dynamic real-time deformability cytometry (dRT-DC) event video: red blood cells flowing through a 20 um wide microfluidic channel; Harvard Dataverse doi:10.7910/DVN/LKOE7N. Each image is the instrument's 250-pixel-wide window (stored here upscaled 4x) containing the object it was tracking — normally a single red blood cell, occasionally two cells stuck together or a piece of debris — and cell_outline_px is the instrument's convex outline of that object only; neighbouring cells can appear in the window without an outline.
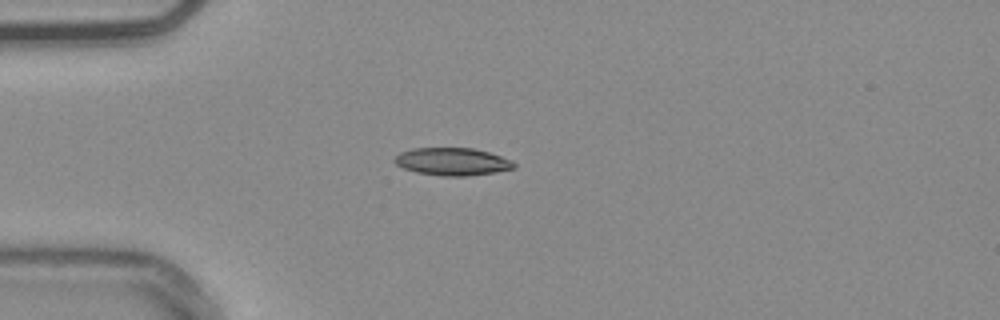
{"species": "common noctule bat (a hibernating species)", "species_latin": "Nyctalus noctula", "temperature_condition": "warm", "stored_images_in_passage": 40, "camera_frame_rate_fps": 3000, "um_per_image_px": 0.085, "animal": {"sex": "male", "body_mass_g": 20.4}, "frame": {"image": 1, "passage_image": 1, "time_ms": 0.0, "image_size_px": [1000, 320], "cell_outline_px": [[516, 168], [496, 172], [468, 176], [440, 176], [416, 172], [404, 168], [396, 164], [392, 160], [400, 152], [412, 148], [472, 148], [488, 152], [512, 160], [516, 164]], "centroid_in_image_um": [38.45, 13.74], "position_along_channel_um": 46.5, "area_um2": 19.31}}
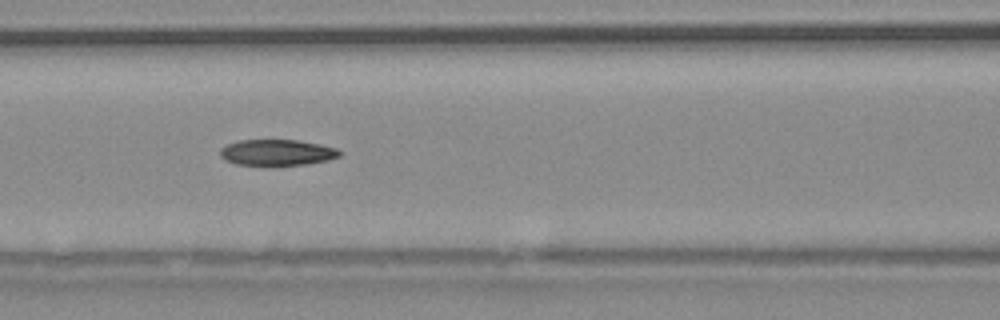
{"frame": {"image": 2, "passage_image": 10, "time_ms": 3.0, "image_size_px": [1000, 320], "cell_outline_px": [[344, 152], [340, 156], [328, 160], [308, 164], [272, 168], [268, 168], [236, 164], [220, 156], [220, 148], [228, 144], [240, 140], [296, 140], [320, 144], [336, 148]], "centroid_in_image_um": [23.57, 13.01], "position_along_channel_um": 143.0, "area_um2": 18.9}}
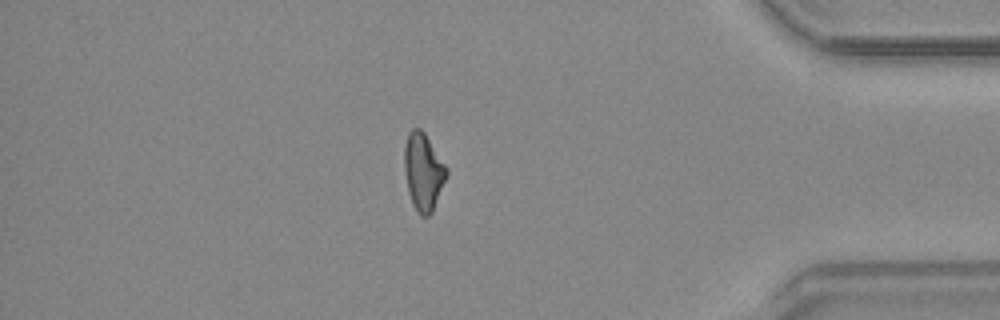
{"frame": {"image": 3, "passage_image": 33, "time_ms": 10.667, "image_size_px": [1000, 320], "cell_outline_px": [[448, 172], [432, 212], [428, 216], [420, 216], [416, 212], [412, 204], [408, 192], [404, 168], [404, 148], [408, 132], [412, 128], [420, 128], [424, 132], [448, 168]], "centroid_in_image_um": [35.96, 14.6], "position_along_channel_um": 399.2, "area_um2": 19.02}, "authors_computed_cell_mechanics": {"area_um2": 18.8428, "velocity_mm_per_s": 3.778, "shape_relaxation_time_tau1_ms": 10.849, "shape_relaxation_time_tau2_ms": 8.2004, "deformation_change_tau1": 0.1902, "deformation_change_tau2": 0.1773}}